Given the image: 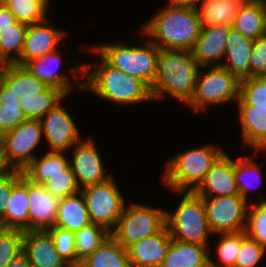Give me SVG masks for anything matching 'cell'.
Returning <instances> with one entry per match:
<instances>
[{
	"mask_svg": "<svg viewBox=\"0 0 266 267\" xmlns=\"http://www.w3.org/2000/svg\"><path fill=\"white\" fill-rule=\"evenodd\" d=\"M254 40L242 36L234 28L228 34L224 58L221 66L239 80L249 77V62Z\"/></svg>",
	"mask_w": 266,
	"mask_h": 267,
	"instance_id": "21",
	"label": "cell"
},
{
	"mask_svg": "<svg viewBox=\"0 0 266 267\" xmlns=\"http://www.w3.org/2000/svg\"><path fill=\"white\" fill-rule=\"evenodd\" d=\"M147 40L160 49L191 51L202 29L195 5L166 6L143 26Z\"/></svg>",
	"mask_w": 266,
	"mask_h": 267,
	"instance_id": "2",
	"label": "cell"
},
{
	"mask_svg": "<svg viewBox=\"0 0 266 267\" xmlns=\"http://www.w3.org/2000/svg\"><path fill=\"white\" fill-rule=\"evenodd\" d=\"M18 22L25 24L45 20L49 4L44 0H6L3 3Z\"/></svg>",
	"mask_w": 266,
	"mask_h": 267,
	"instance_id": "36",
	"label": "cell"
},
{
	"mask_svg": "<svg viewBox=\"0 0 266 267\" xmlns=\"http://www.w3.org/2000/svg\"><path fill=\"white\" fill-rule=\"evenodd\" d=\"M28 202L27 178L21 171L20 180L12 188L4 219L0 222V228L29 231Z\"/></svg>",
	"mask_w": 266,
	"mask_h": 267,
	"instance_id": "24",
	"label": "cell"
},
{
	"mask_svg": "<svg viewBox=\"0 0 266 267\" xmlns=\"http://www.w3.org/2000/svg\"><path fill=\"white\" fill-rule=\"evenodd\" d=\"M261 198H259V202H266V198L265 199H263V197H261Z\"/></svg>",
	"mask_w": 266,
	"mask_h": 267,
	"instance_id": "51",
	"label": "cell"
},
{
	"mask_svg": "<svg viewBox=\"0 0 266 267\" xmlns=\"http://www.w3.org/2000/svg\"><path fill=\"white\" fill-rule=\"evenodd\" d=\"M74 233L77 266L111 235L106 228L94 223H90Z\"/></svg>",
	"mask_w": 266,
	"mask_h": 267,
	"instance_id": "34",
	"label": "cell"
},
{
	"mask_svg": "<svg viewBox=\"0 0 266 267\" xmlns=\"http://www.w3.org/2000/svg\"><path fill=\"white\" fill-rule=\"evenodd\" d=\"M207 245L172 239L160 267H210Z\"/></svg>",
	"mask_w": 266,
	"mask_h": 267,
	"instance_id": "25",
	"label": "cell"
},
{
	"mask_svg": "<svg viewBox=\"0 0 266 267\" xmlns=\"http://www.w3.org/2000/svg\"><path fill=\"white\" fill-rule=\"evenodd\" d=\"M28 24L16 21L0 32V61L15 64L22 55Z\"/></svg>",
	"mask_w": 266,
	"mask_h": 267,
	"instance_id": "33",
	"label": "cell"
},
{
	"mask_svg": "<svg viewBox=\"0 0 266 267\" xmlns=\"http://www.w3.org/2000/svg\"><path fill=\"white\" fill-rule=\"evenodd\" d=\"M245 232L266 248V202L248 205Z\"/></svg>",
	"mask_w": 266,
	"mask_h": 267,
	"instance_id": "38",
	"label": "cell"
},
{
	"mask_svg": "<svg viewBox=\"0 0 266 267\" xmlns=\"http://www.w3.org/2000/svg\"><path fill=\"white\" fill-rule=\"evenodd\" d=\"M169 7H186V6H191L193 4V0H168Z\"/></svg>",
	"mask_w": 266,
	"mask_h": 267,
	"instance_id": "49",
	"label": "cell"
},
{
	"mask_svg": "<svg viewBox=\"0 0 266 267\" xmlns=\"http://www.w3.org/2000/svg\"><path fill=\"white\" fill-rule=\"evenodd\" d=\"M90 223L86 200L81 191L60 199L55 226L75 232Z\"/></svg>",
	"mask_w": 266,
	"mask_h": 267,
	"instance_id": "26",
	"label": "cell"
},
{
	"mask_svg": "<svg viewBox=\"0 0 266 267\" xmlns=\"http://www.w3.org/2000/svg\"><path fill=\"white\" fill-rule=\"evenodd\" d=\"M23 252V231L0 228V267H6Z\"/></svg>",
	"mask_w": 266,
	"mask_h": 267,
	"instance_id": "39",
	"label": "cell"
},
{
	"mask_svg": "<svg viewBox=\"0 0 266 267\" xmlns=\"http://www.w3.org/2000/svg\"><path fill=\"white\" fill-rule=\"evenodd\" d=\"M216 246L217 262L211 259L210 267H235L236 256L241 246V232L220 233Z\"/></svg>",
	"mask_w": 266,
	"mask_h": 267,
	"instance_id": "37",
	"label": "cell"
},
{
	"mask_svg": "<svg viewBox=\"0 0 266 267\" xmlns=\"http://www.w3.org/2000/svg\"><path fill=\"white\" fill-rule=\"evenodd\" d=\"M89 49L99 56L100 63L89 62L70 68L72 74L82 77L83 81L76 84L78 88L117 105H138L153 100L151 89L145 82L112 67L92 47Z\"/></svg>",
	"mask_w": 266,
	"mask_h": 267,
	"instance_id": "1",
	"label": "cell"
},
{
	"mask_svg": "<svg viewBox=\"0 0 266 267\" xmlns=\"http://www.w3.org/2000/svg\"><path fill=\"white\" fill-rule=\"evenodd\" d=\"M29 231L47 230L54 226L60 199L52 196L42 184L27 179Z\"/></svg>",
	"mask_w": 266,
	"mask_h": 267,
	"instance_id": "17",
	"label": "cell"
},
{
	"mask_svg": "<svg viewBox=\"0 0 266 267\" xmlns=\"http://www.w3.org/2000/svg\"><path fill=\"white\" fill-rule=\"evenodd\" d=\"M21 97L0 80V136L29 120L20 108Z\"/></svg>",
	"mask_w": 266,
	"mask_h": 267,
	"instance_id": "31",
	"label": "cell"
},
{
	"mask_svg": "<svg viewBox=\"0 0 266 267\" xmlns=\"http://www.w3.org/2000/svg\"><path fill=\"white\" fill-rule=\"evenodd\" d=\"M45 2H47L48 4H50V0H44Z\"/></svg>",
	"mask_w": 266,
	"mask_h": 267,
	"instance_id": "53",
	"label": "cell"
},
{
	"mask_svg": "<svg viewBox=\"0 0 266 267\" xmlns=\"http://www.w3.org/2000/svg\"><path fill=\"white\" fill-rule=\"evenodd\" d=\"M4 64L0 61V72H1V68Z\"/></svg>",
	"mask_w": 266,
	"mask_h": 267,
	"instance_id": "52",
	"label": "cell"
},
{
	"mask_svg": "<svg viewBox=\"0 0 266 267\" xmlns=\"http://www.w3.org/2000/svg\"><path fill=\"white\" fill-rule=\"evenodd\" d=\"M80 267H131L127 249L111 235L104 243L83 259Z\"/></svg>",
	"mask_w": 266,
	"mask_h": 267,
	"instance_id": "30",
	"label": "cell"
},
{
	"mask_svg": "<svg viewBox=\"0 0 266 267\" xmlns=\"http://www.w3.org/2000/svg\"><path fill=\"white\" fill-rule=\"evenodd\" d=\"M200 69L191 51L160 49L156 76L150 88L153 100L171 95L187 105L192 99Z\"/></svg>",
	"mask_w": 266,
	"mask_h": 267,
	"instance_id": "3",
	"label": "cell"
},
{
	"mask_svg": "<svg viewBox=\"0 0 266 267\" xmlns=\"http://www.w3.org/2000/svg\"><path fill=\"white\" fill-rule=\"evenodd\" d=\"M68 112L60 102L40 119L49 151L66 152L81 140L80 131Z\"/></svg>",
	"mask_w": 266,
	"mask_h": 267,
	"instance_id": "12",
	"label": "cell"
},
{
	"mask_svg": "<svg viewBox=\"0 0 266 267\" xmlns=\"http://www.w3.org/2000/svg\"><path fill=\"white\" fill-rule=\"evenodd\" d=\"M224 153L213 144L184 150L165 165L163 181L171 191H194L204 180L212 165Z\"/></svg>",
	"mask_w": 266,
	"mask_h": 267,
	"instance_id": "4",
	"label": "cell"
},
{
	"mask_svg": "<svg viewBox=\"0 0 266 267\" xmlns=\"http://www.w3.org/2000/svg\"><path fill=\"white\" fill-rule=\"evenodd\" d=\"M51 235L55 249L59 255L70 265L77 266V255L75 249V233L57 226L47 229Z\"/></svg>",
	"mask_w": 266,
	"mask_h": 267,
	"instance_id": "41",
	"label": "cell"
},
{
	"mask_svg": "<svg viewBox=\"0 0 266 267\" xmlns=\"http://www.w3.org/2000/svg\"><path fill=\"white\" fill-rule=\"evenodd\" d=\"M184 193L174 213L166 211V227L174 240L208 245L210 229L202 197L193 191ZM207 243V244H206Z\"/></svg>",
	"mask_w": 266,
	"mask_h": 267,
	"instance_id": "6",
	"label": "cell"
},
{
	"mask_svg": "<svg viewBox=\"0 0 266 267\" xmlns=\"http://www.w3.org/2000/svg\"><path fill=\"white\" fill-rule=\"evenodd\" d=\"M23 252L34 267L70 266L55 249L47 230L23 231Z\"/></svg>",
	"mask_w": 266,
	"mask_h": 267,
	"instance_id": "18",
	"label": "cell"
},
{
	"mask_svg": "<svg viewBox=\"0 0 266 267\" xmlns=\"http://www.w3.org/2000/svg\"><path fill=\"white\" fill-rule=\"evenodd\" d=\"M266 76V34L254 41L249 62V77Z\"/></svg>",
	"mask_w": 266,
	"mask_h": 267,
	"instance_id": "44",
	"label": "cell"
},
{
	"mask_svg": "<svg viewBox=\"0 0 266 267\" xmlns=\"http://www.w3.org/2000/svg\"><path fill=\"white\" fill-rule=\"evenodd\" d=\"M193 192L200 197L238 194V187L234 177V159L224 152Z\"/></svg>",
	"mask_w": 266,
	"mask_h": 267,
	"instance_id": "16",
	"label": "cell"
},
{
	"mask_svg": "<svg viewBox=\"0 0 266 267\" xmlns=\"http://www.w3.org/2000/svg\"><path fill=\"white\" fill-rule=\"evenodd\" d=\"M232 28L254 41L266 34V0H245L235 16Z\"/></svg>",
	"mask_w": 266,
	"mask_h": 267,
	"instance_id": "23",
	"label": "cell"
},
{
	"mask_svg": "<svg viewBox=\"0 0 266 267\" xmlns=\"http://www.w3.org/2000/svg\"><path fill=\"white\" fill-rule=\"evenodd\" d=\"M15 16L7 9V7L0 3V32L10 27L16 22Z\"/></svg>",
	"mask_w": 266,
	"mask_h": 267,
	"instance_id": "47",
	"label": "cell"
},
{
	"mask_svg": "<svg viewBox=\"0 0 266 267\" xmlns=\"http://www.w3.org/2000/svg\"><path fill=\"white\" fill-rule=\"evenodd\" d=\"M91 222L106 228L110 233L116 228L125 208V199L114 177L107 181L81 188Z\"/></svg>",
	"mask_w": 266,
	"mask_h": 267,
	"instance_id": "9",
	"label": "cell"
},
{
	"mask_svg": "<svg viewBox=\"0 0 266 267\" xmlns=\"http://www.w3.org/2000/svg\"><path fill=\"white\" fill-rule=\"evenodd\" d=\"M202 199L213 236L245 231L247 208L250 204L239 194Z\"/></svg>",
	"mask_w": 266,
	"mask_h": 267,
	"instance_id": "10",
	"label": "cell"
},
{
	"mask_svg": "<svg viewBox=\"0 0 266 267\" xmlns=\"http://www.w3.org/2000/svg\"><path fill=\"white\" fill-rule=\"evenodd\" d=\"M253 159L254 158L243 156L234 160V177L238 187V194L248 203V193H250L251 188L256 185V181V183L259 182V184L260 181H262L260 165L257 162H254ZM259 184L257 185L259 186ZM251 185L253 186L251 187Z\"/></svg>",
	"mask_w": 266,
	"mask_h": 267,
	"instance_id": "35",
	"label": "cell"
},
{
	"mask_svg": "<svg viewBox=\"0 0 266 267\" xmlns=\"http://www.w3.org/2000/svg\"><path fill=\"white\" fill-rule=\"evenodd\" d=\"M240 80L222 66H209V70H199L192 99L187 104L193 112H202L209 106L237 101Z\"/></svg>",
	"mask_w": 266,
	"mask_h": 267,
	"instance_id": "7",
	"label": "cell"
},
{
	"mask_svg": "<svg viewBox=\"0 0 266 267\" xmlns=\"http://www.w3.org/2000/svg\"><path fill=\"white\" fill-rule=\"evenodd\" d=\"M239 96L255 107H266V76H253L240 80Z\"/></svg>",
	"mask_w": 266,
	"mask_h": 267,
	"instance_id": "40",
	"label": "cell"
},
{
	"mask_svg": "<svg viewBox=\"0 0 266 267\" xmlns=\"http://www.w3.org/2000/svg\"><path fill=\"white\" fill-rule=\"evenodd\" d=\"M245 0H205L195 5L202 26L233 25Z\"/></svg>",
	"mask_w": 266,
	"mask_h": 267,
	"instance_id": "29",
	"label": "cell"
},
{
	"mask_svg": "<svg viewBox=\"0 0 266 267\" xmlns=\"http://www.w3.org/2000/svg\"><path fill=\"white\" fill-rule=\"evenodd\" d=\"M66 95L57 88L47 87L38 94L24 95L20 108L28 119L40 120L50 109L54 108Z\"/></svg>",
	"mask_w": 266,
	"mask_h": 267,
	"instance_id": "32",
	"label": "cell"
},
{
	"mask_svg": "<svg viewBox=\"0 0 266 267\" xmlns=\"http://www.w3.org/2000/svg\"><path fill=\"white\" fill-rule=\"evenodd\" d=\"M65 152L48 151L42 157L36 156L23 170V175L31 182L44 184L56 174H64L70 166Z\"/></svg>",
	"mask_w": 266,
	"mask_h": 267,
	"instance_id": "27",
	"label": "cell"
},
{
	"mask_svg": "<svg viewBox=\"0 0 266 267\" xmlns=\"http://www.w3.org/2000/svg\"><path fill=\"white\" fill-rule=\"evenodd\" d=\"M47 19L28 25L22 55L15 64L24 66L32 59L59 49L66 33L50 27Z\"/></svg>",
	"mask_w": 266,
	"mask_h": 267,
	"instance_id": "15",
	"label": "cell"
},
{
	"mask_svg": "<svg viewBox=\"0 0 266 267\" xmlns=\"http://www.w3.org/2000/svg\"><path fill=\"white\" fill-rule=\"evenodd\" d=\"M0 80L21 98L24 95L43 92L48 87L24 66L18 64H4L1 68Z\"/></svg>",
	"mask_w": 266,
	"mask_h": 267,
	"instance_id": "28",
	"label": "cell"
},
{
	"mask_svg": "<svg viewBox=\"0 0 266 267\" xmlns=\"http://www.w3.org/2000/svg\"><path fill=\"white\" fill-rule=\"evenodd\" d=\"M232 25L202 26L191 53L202 67L221 66L224 61L226 43Z\"/></svg>",
	"mask_w": 266,
	"mask_h": 267,
	"instance_id": "14",
	"label": "cell"
},
{
	"mask_svg": "<svg viewBox=\"0 0 266 267\" xmlns=\"http://www.w3.org/2000/svg\"><path fill=\"white\" fill-rule=\"evenodd\" d=\"M61 64L62 55L58 49L28 61L24 67L47 86L60 89L67 96L73 84L66 75L57 72Z\"/></svg>",
	"mask_w": 266,
	"mask_h": 267,
	"instance_id": "22",
	"label": "cell"
},
{
	"mask_svg": "<svg viewBox=\"0 0 266 267\" xmlns=\"http://www.w3.org/2000/svg\"><path fill=\"white\" fill-rule=\"evenodd\" d=\"M266 254V248L261 246L245 231H241V246L236 256L235 267H256Z\"/></svg>",
	"mask_w": 266,
	"mask_h": 267,
	"instance_id": "42",
	"label": "cell"
},
{
	"mask_svg": "<svg viewBox=\"0 0 266 267\" xmlns=\"http://www.w3.org/2000/svg\"><path fill=\"white\" fill-rule=\"evenodd\" d=\"M92 48L112 67L128 76L139 78L150 88L157 71L160 48L146 40V46H128L126 43L97 44Z\"/></svg>",
	"mask_w": 266,
	"mask_h": 267,
	"instance_id": "5",
	"label": "cell"
},
{
	"mask_svg": "<svg viewBox=\"0 0 266 267\" xmlns=\"http://www.w3.org/2000/svg\"><path fill=\"white\" fill-rule=\"evenodd\" d=\"M6 267H34L24 252L15 257Z\"/></svg>",
	"mask_w": 266,
	"mask_h": 267,
	"instance_id": "48",
	"label": "cell"
},
{
	"mask_svg": "<svg viewBox=\"0 0 266 267\" xmlns=\"http://www.w3.org/2000/svg\"><path fill=\"white\" fill-rule=\"evenodd\" d=\"M236 103L243 145L266 151V107L248 105L240 96Z\"/></svg>",
	"mask_w": 266,
	"mask_h": 267,
	"instance_id": "19",
	"label": "cell"
},
{
	"mask_svg": "<svg viewBox=\"0 0 266 267\" xmlns=\"http://www.w3.org/2000/svg\"><path fill=\"white\" fill-rule=\"evenodd\" d=\"M40 120H27L0 136L7 156L18 171H22L37 156L33 152L42 138Z\"/></svg>",
	"mask_w": 266,
	"mask_h": 267,
	"instance_id": "11",
	"label": "cell"
},
{
	"mask_svg": "<svg viewBox=\"0 0 266 267\" xmlns=\"http://www.w3.org/2000/svg\"><path fill=\"white\" fill-rule=\"evenodd\" d=\"M203 1H205V0H193V4L198 5L199 3L203 2Z\"/></svg>",
	"mask_w": 266,
	"mask_h": 267,
	"instance_id": "50",
	"label": "cell"
},
{
	"mask_svg": "<svg viewBox=\"0 0 266 267\" xmlns=\"http://www.w3.org/2000/svg\"><path fill=\"white\" fill-rule=\"evenodd\" d=\"M21 171L0 177V222L4 219L5 209L13 186L20 180Z\"/></svg>",
	"mask_w": 266,
	"mask_h": 267,
	"instance_id": "45",
	"label": "cell"
},
{
	"mask_svg": "<svg viewBox=\"0 0 266 267\" xmlns=\"http://www.w3.org/2000/svg\"><path fill=\"white\" fill-rule=\"evenodd\" d=\"M171 241L172 237L165 227L161 232L132 244L127 248L131 267H160Z\"/></svg>",
	"mask_w": 266,
	"mask_h": 267,
	"instance_id": "20",
	"label": "cell"
},
{
	"mask_svg": "<svg viewBox=\"0 0 266 267\" xmlns=\"http://www.w3.org/2000/svg\"><path fill=\"white\" fill-rule=\"evenodd\" d=\"M92 138L78 141L72 147L69 160L70 167L75 174L80 188L107 181L113 175L106 174L103 162Z\"/></svg>",
	"mask_w": 266,
	"mask_h": 267,
	"instance_id": "13",
	"label": "cell"
},
{
	"mask_svg": "<svg viewBox=\"0 0 266 267\" xmlns=\"http://www.w3.org/2000/svg\"><path fill=\"white\" fill-rule=\"evenodd\" d=\"M18 170L14 167L7 156V152L0 138V177L6 176L12 173H16Z\"/></svg>",
	"mask_w": 266,
	"mask_h": 267,
	"instance_id": "46",
	"label": "cell"
},
{
	"mask_svg": "<svg viewBox=\"0 0 266 267\" xmlns=\"http://www.w3.org/2000/svg\"><path fill=\"white\" fill-rule=\"evenodd\" d=\"M166 227V210L129 203L125 206L111 236L125 249L161 232Z\"/></svg>",
	"mask_w": 266,
	"mask_h": 267,
	"instance_id": "8",
	"label": "cell"
},
{
	"mask_svg": "<svg viewBox=\"0 0 266 267\" xmlns=\"http://www.w3.org/2000/svg\"><path fill=\"white\" fill-rule=\"evenodd\" d=\"M43 186L52 196L58 199H62L63 197L81 191V188L76 182L75 174L70 166L64 169V174H56L50 177Z\"/></svg>",
	"mask_w": 266,
	"mask_h": 267,
	"instance_id": "43",
	"label": "cell"
}]
</instances>
